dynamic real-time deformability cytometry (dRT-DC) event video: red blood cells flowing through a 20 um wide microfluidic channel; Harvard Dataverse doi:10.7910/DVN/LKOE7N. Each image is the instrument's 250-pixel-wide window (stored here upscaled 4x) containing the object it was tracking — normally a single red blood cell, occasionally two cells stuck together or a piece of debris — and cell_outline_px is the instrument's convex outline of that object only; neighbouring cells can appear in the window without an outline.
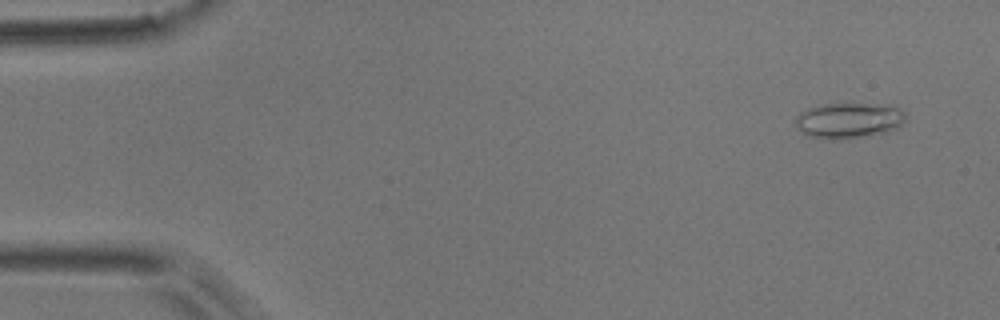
{"species": "common noctule bat (a hibernating species)", "species_latin": "Nyctalus noctula", "temperature_condition": "room temperature", "stored_images_in_passage": 55, "camera_frame_rate_fps": 3000, "um_per_image_px": 0.085, "animal": {"sex": "male", "body_mass_g": 17.9}, "frame": {"image": 1, "passage_image": 4, "time_ms": 1.0, "image_size_px": [1000, 320], "cell_outline_px": [[904, 120], [896, 128], [888, 132], [832, 140], [808, 136], [796, 128], [792, 120], [800, 112], [808, 108], [820, 104], [852, 100], [896, 104], [904, 112]], "centroid_in_image_um": [72.13, 10.15], "position_along_channel_um": 12.9, "area_um2": 24.16}}
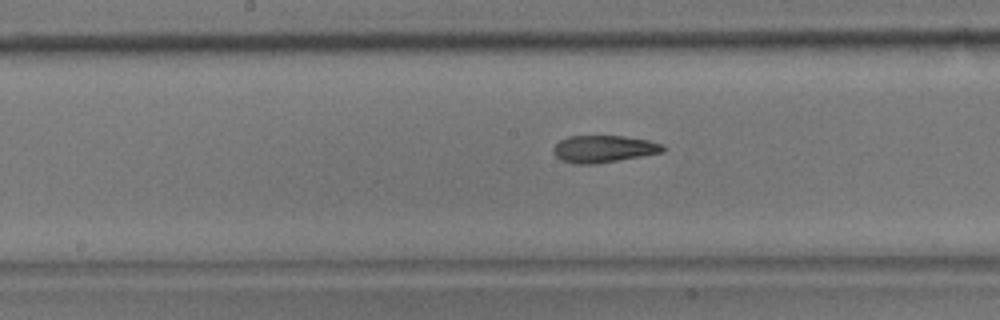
{"frame": {"image": 2, "passage_image": 28, "time_ms": 9.0, "image_size_px": [1000, 320], "cell_outline_px": [[664, 152], [596, 164], [576, 164], [560, 160], [552, 152], [552, 148], [560, 140], [568, 136], [624, 136], [648, 140], [664, 144]], "centroid_in_image_um": [51.29, 12.66], "position_along_channel_um": 196.9, "area_um2": 17.4}}
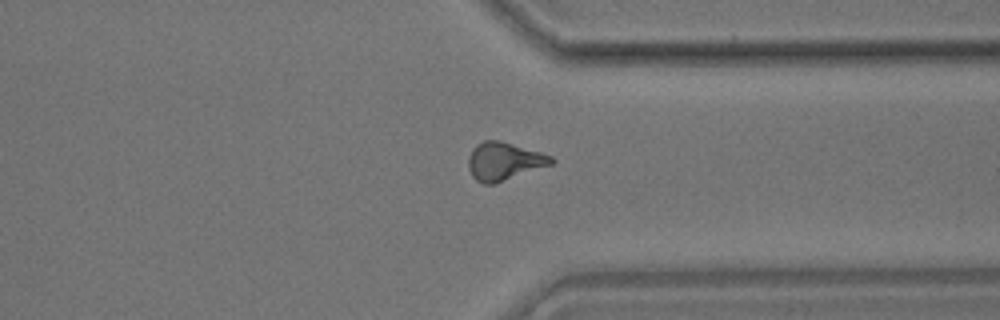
{"frame": {"image": 3, "passage_image": 42, "time_ms": 13.667, "image_size_px": [1000, 320], "cell_outline_px": [[556, 160], [552, 164], [492, 184], [484, 184], [476, 180], [472, 176], [468, 168], [468, 156], [472, 148], [476, 144], [484, 140], [500, 140], [540, 152], [552, 156]], "centroid_in_image_um": [42.81, 13.69], "position_along_channel_um": 368.6, "area_um2": 18.26}, "authors_computed_cell_mechanics": {"area_um2": 17.8024, "velocity_mm_per_s": 3.7054, "shape_relaxation_time_tau1_ms": 8.4583, "shape_relaxation_time_tau2_ms": 3.6993, "deformation_change_tau1": 0.2122, "deformation_change_tau2": 0.125}}